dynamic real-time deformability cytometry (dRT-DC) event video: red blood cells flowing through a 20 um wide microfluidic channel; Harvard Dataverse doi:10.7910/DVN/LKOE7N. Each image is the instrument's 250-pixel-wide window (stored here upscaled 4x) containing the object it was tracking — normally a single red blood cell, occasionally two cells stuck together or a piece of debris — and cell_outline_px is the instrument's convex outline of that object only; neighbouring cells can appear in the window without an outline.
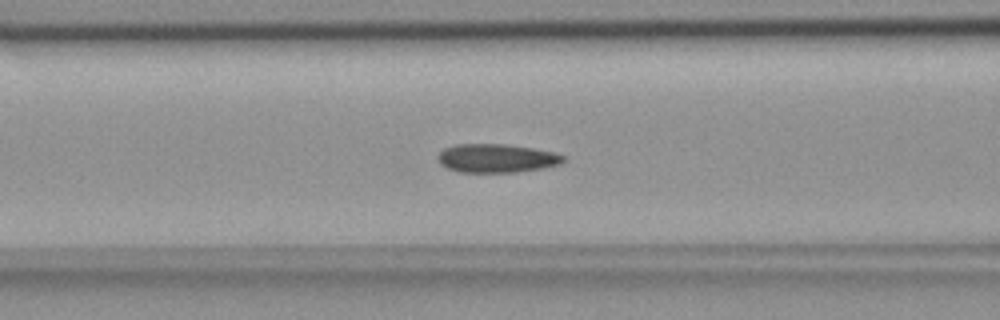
{"species": "common noctule bat (a hibernating species)", "species_latin": "Nyctalus noctula", "temperature_condition": "room temperature", "stored_images_in_passage": 48, "camera_frame_rate_fps": 3000, "um_per_image_px": 0.085, "animal": {"sex": "female", "body_mass_g": 18.4}, "frame": {"image": 1, "passage_image": 16, "time_ms": 5.0, "image_size_px": [1000, 320], "cell_outline_px": [[568, 160], [560, 164], [544, 168], [516, 172], [460, 172], [448, 168], [440, 164], [436, 156], [444, 148], [456, 144], [508, 144], [556, 152], [564, 156]], "centroid_in_image_um": [42.24, 13.45], "position_along_channel_um": 124.4, "area_um2": 21.15}}
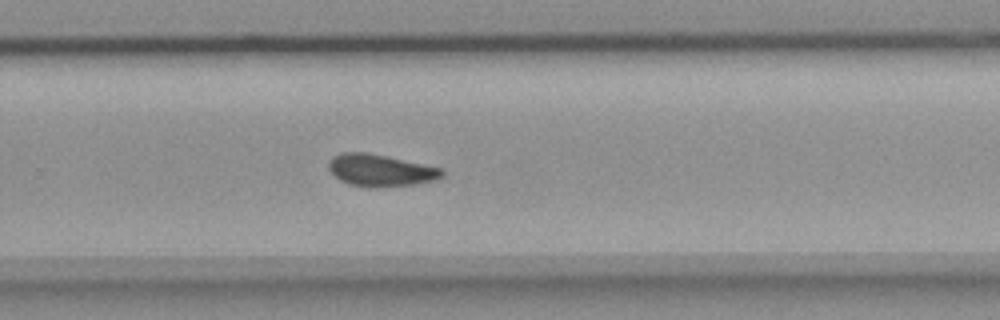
{"frame": {"image": 2, "passage_image": 30, "time_ms": 9.667, "image_size_px": [1000, 320], "cell_outline_px": [[444, 176], [436, 180], [412, 184], [380, 188], [368, 188], [348, 184], [340, 180], [328, 168], [328, 160], [332, 156], [340, 152], [368, 152], [388, 156], [444, 168]], "centroid_in_image_um": [32.34, 14.47], "position_along_channel_um": 297.5, "area_um2": 21.62}}
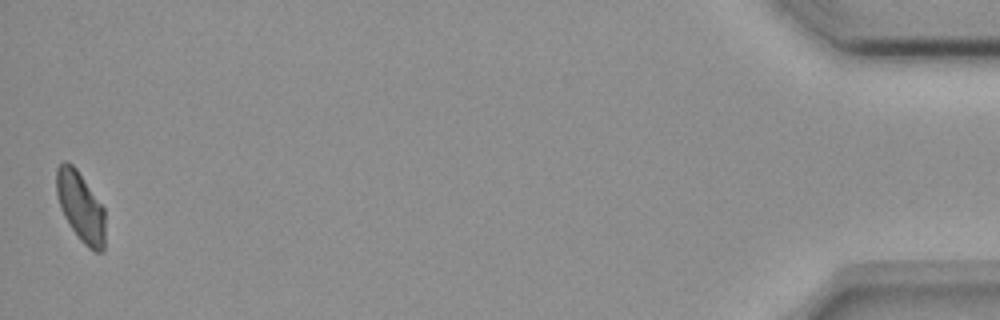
{"frame": {"image": 3, "passage_image": 48, "time_ms": 15.667, "image_size_px": [1000, 320], "cell_outline_px": [[104, 248], [100, 252], [96, 252], [88, 248], [80, 240], [64, 216], [60, 208], [56, 192], [56, 168], [64, 160], [72, 164], [76, 168], [104, 208]], "centroid_in_image_um": [6.83, 17.56], "position_along_channel_um": 428.4, "area_um2": 19.65}, "authors_computed_cell_mechanics": {"area_um2": 20.9814, "velocity_mm_per_s": 3.7228, "shape_relaxation_time_tau1_ms": 3.9066, "shape_relaxation_time_tau2_ms": 1.8998, "deformation_change_tau1": 0.1189, "deformation_change_tau2": 0.0812}}